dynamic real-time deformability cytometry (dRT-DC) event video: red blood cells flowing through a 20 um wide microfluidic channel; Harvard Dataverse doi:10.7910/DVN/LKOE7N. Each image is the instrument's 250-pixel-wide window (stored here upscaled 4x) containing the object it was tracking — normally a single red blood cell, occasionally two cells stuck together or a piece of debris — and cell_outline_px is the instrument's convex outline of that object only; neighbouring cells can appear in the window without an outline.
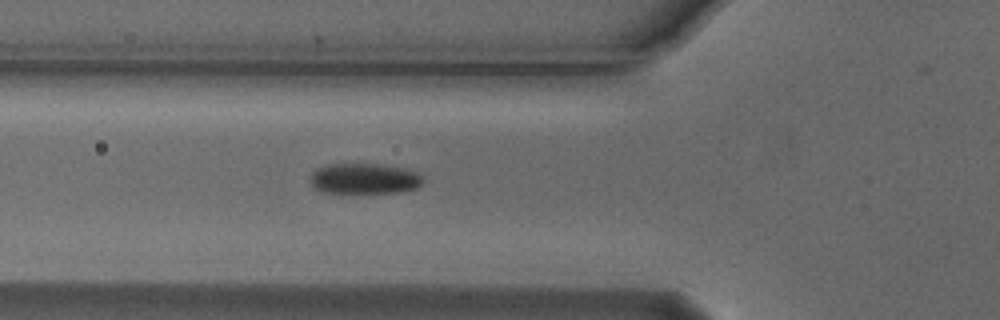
{"species": "Egyptian fruit bat (a non-hibernating species)", "species_latin": "Rousettus aegyptiacus", "temperature_condition": "cold", "stored_images_in_passage": 5, "camera_frame_rate_fps": 3000, "um_per_image_px": 0.085, "animal": {"sex": "male"}, "frame": {"image": 1, "passage_image": 5, "time_ms": 1.333, "image_size_px": [1000, 320], "cell_outline_px": [[424, 180], [416, 188], [400, 192], [324, 192], [312, 188], [312, 172], [316, 168], [328, 164], [380, 164], [404, 168], [416, 172], [424, 176]], "centroid_in_image_um": [30.98, 15.17], "position_along_channel_um": 94.8, "area_um2": 20.0}}